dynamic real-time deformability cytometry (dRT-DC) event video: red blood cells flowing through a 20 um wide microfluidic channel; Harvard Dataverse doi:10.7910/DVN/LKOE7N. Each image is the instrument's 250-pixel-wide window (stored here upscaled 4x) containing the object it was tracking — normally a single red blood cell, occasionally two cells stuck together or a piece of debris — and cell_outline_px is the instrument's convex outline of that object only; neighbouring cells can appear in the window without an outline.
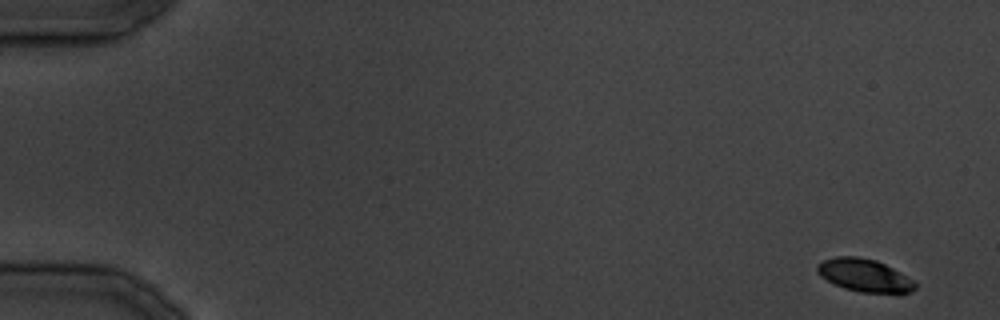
{"species": "common noctule bat (a hibernating species)", "species_latin": "Nyctalus noctula", "temperature_condition": "cold", "stored_images_in_passage": 35, "camera_frame_rate_fps": 3000, "um_per_image_px": 0.085, "animal": {"sex": "male", "body_mass_g": 19.5, "forearm_length_mm": 54.6}, "frame": {"image": 1, "passage_image": 1, "time_ms": 0.0, "image_size_px": [1000, 320], "cell_outline_px": [[916, 288], [912, 292], [900, 296], [860, 292], [844, 288], [820, 276], [816, 272], [816, 268], [824, 260], [836, 256], [856, 256], [876, 260], [916, 280]], "centroid_in_image_um": [73.58, 23.45], "position_along_channel_um": 11.4, "area_um2": 19.25}}
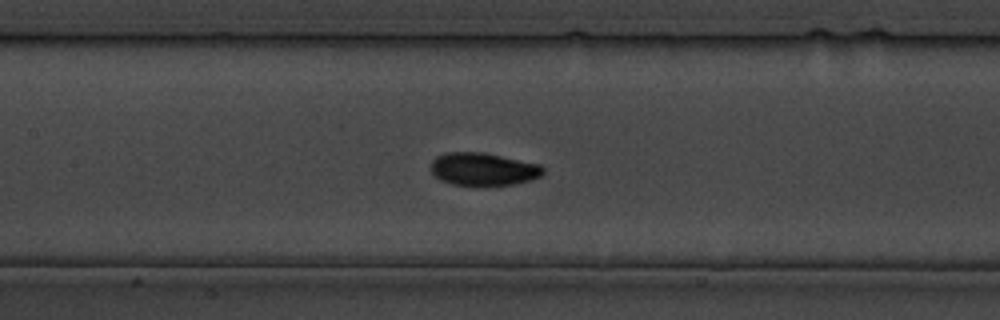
{"frame": {"image": 2, "passage_image": 17, "time_ms": 19.333, "image_size_px": [1000, 320], "cell_outline_px": [[544, 172], [540, 176], [528, 180], [512, 184], [452, 184], [440, 180], [432, 172], [432, 160], [436, 156], [444, 152], [484, 152], [540, 164], [544, 168]], "centroid_in_image_um": [41.06, 14.34], "position_along_channel_um": 166.3, "area_um2": 21.1}}
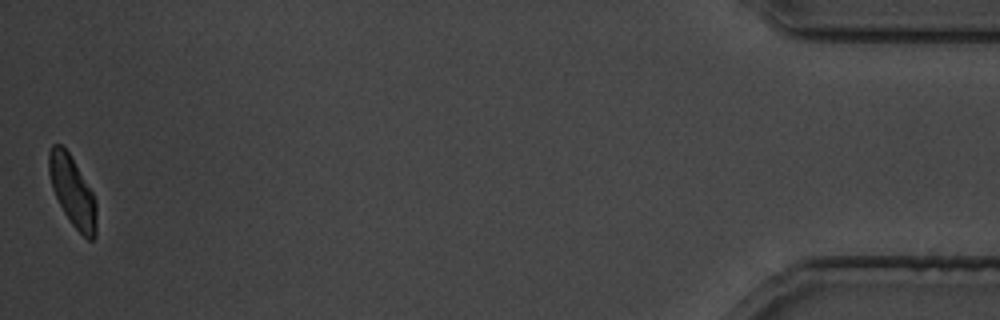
{"frame": {"image": 3, "passage_image": 35, "time_ms": 41.667, "image_size_px": [1000, 320], "cell_outline_px": [[96, 236], [92, 240], [88, 240], [72, 224], [64, 212], [52, 188], [48, 172], [48, 152], [52, 144], [60, 144], [68, 152], [92, 192], [96, 200]], "centroid_in_image_um": [6.15, 16.26], "position_along_channel_um": 429.1, "area_um2": 19.13}}